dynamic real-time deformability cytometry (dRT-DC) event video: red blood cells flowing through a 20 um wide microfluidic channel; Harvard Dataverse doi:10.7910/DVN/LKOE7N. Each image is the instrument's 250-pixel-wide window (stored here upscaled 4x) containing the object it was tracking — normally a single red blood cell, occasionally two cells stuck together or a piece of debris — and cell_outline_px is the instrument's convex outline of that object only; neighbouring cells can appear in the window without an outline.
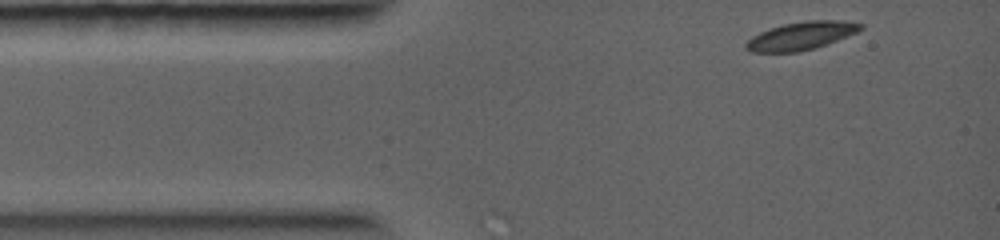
{"species": "common noctule bat (a hibernating species)", "species_latin": "Nyctalus noctula", "temperature_condition": "warm", "stored_images_in_passage": 15, "camera_frame_rate_fps": 5000, "um_per_image_px": 0.085, "animal": {"sex": "female", "body_mass_g": 19.0, "forearm_length_mm": 56.7}, "frame": {"image": 1, "passage_image": 1, "time_ms": 0.0, "image_size_px": [1000, 240], "cell_outline_px": [[864, 28], [856, 32], [836, 40], [812, 48], [796, 52], [752, 52], [744, 48], [744, 44], [752, 36], [768, 28], [784, 24], [808, 20], [844, 20], [864, 24]], "centroid_in_image_um": [68.07, 3.03], "position_along_channel_um": 16.9, "area_um2": 18.55}}